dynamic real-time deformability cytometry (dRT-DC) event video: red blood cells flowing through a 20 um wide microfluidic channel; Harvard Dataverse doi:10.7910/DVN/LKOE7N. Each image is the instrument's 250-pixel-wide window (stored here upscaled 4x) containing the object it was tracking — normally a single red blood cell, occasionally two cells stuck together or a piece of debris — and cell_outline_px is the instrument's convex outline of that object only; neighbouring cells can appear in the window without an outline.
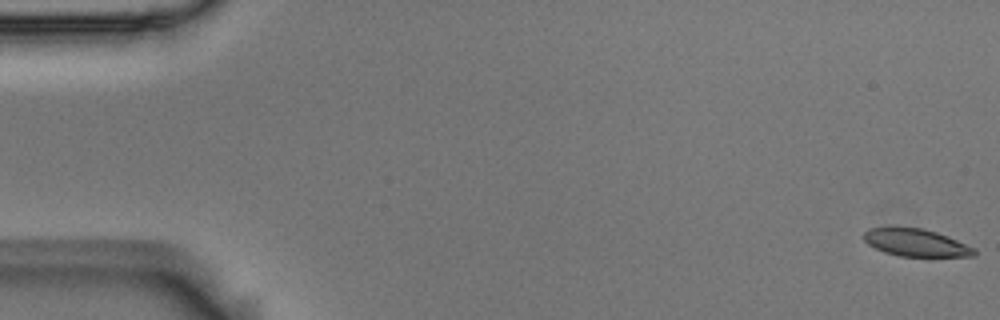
{"species": "Egyptian fruit bat (a non-hibernating species)", "species_latin": "Rousettus aegyptiacus", "temperature_condition": "room temperature", "stored_images_in_passage": 55, "camera_frame_rate_fps": 3000, "um_per_image_px": 0.085, "animal": {"sex": "male"}, "frame": {"image": 1, "passage_image": 1, "time_ms": 0.0, "image_size_px": [1000, 320], "cell_outline_px": [[976, 256], [900, 256], [884, 252], [868, 244], [860, 236], [868, 228], [888, 224], [924, 228], [948, 236], [976, 248]], "centroid_in_image_um": [77.77, 20.57], "position_along_channel_um": 7.2, "area_um2": 18.44}}
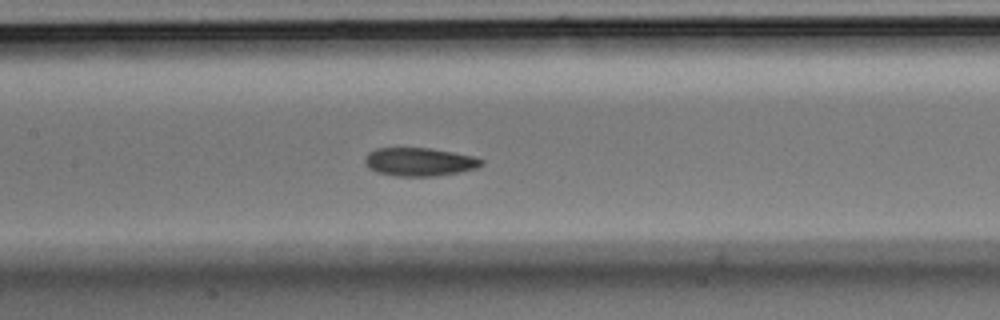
{"frame": {"image": 2, "passage_image": 26, "time_ms": 8.333, "image_size_px": [1000, 320], "cell_outline_px": [[484, 164], [476, 168], [460, 172], [436, 176], [396, 176], [376, 172], [368, 168], [364, 164], [364, 156], [368, 152], [376, 148], [432, 148], [476, 156], [484, 160]], "centroid_in_image_um": [35.65, 13.75], "position_along_channel_um": 171.8, "area_um2": 19.59}}
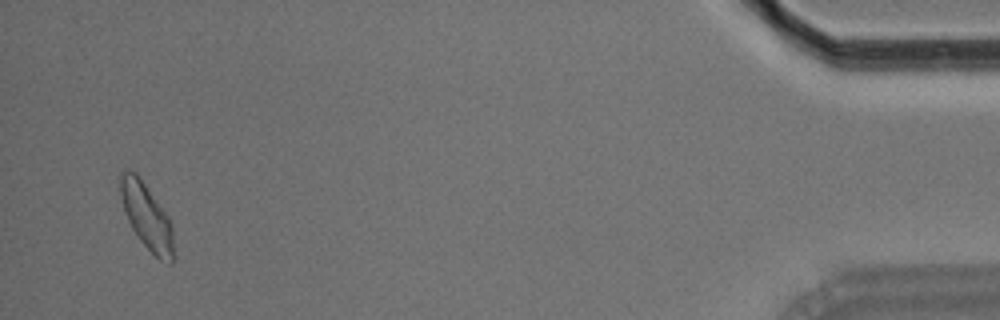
{"frame": {"image": 3, "passage_image": 53, "time_ms": 17.333, "image_size_px": [1000, 320], "cell_outline_px": [[176, 256], [172, 264], [168, 264], [160, 260], [140, 240], [132, 228], [124, 212], [120, 196], [120, 172], [124, 168], [136, 172], [168, 216], [172, 224]], "centroid_in_image_um": [12.5, 18.42], "position_along_channel_um": 422.7, "area_um2": 20.75}, "authors_computed_cell_mechanics": {"area_um2": 19.2474, "velocity_mm_per_s": 3.6969, "shape_relaxation_time_tau1_ms": 4.4054, "shape_relaxation_time_tau2_ms": 4.0658, "deformation_change_tau1": 0.1406, "deformation_change_tau2": 0.1037}}